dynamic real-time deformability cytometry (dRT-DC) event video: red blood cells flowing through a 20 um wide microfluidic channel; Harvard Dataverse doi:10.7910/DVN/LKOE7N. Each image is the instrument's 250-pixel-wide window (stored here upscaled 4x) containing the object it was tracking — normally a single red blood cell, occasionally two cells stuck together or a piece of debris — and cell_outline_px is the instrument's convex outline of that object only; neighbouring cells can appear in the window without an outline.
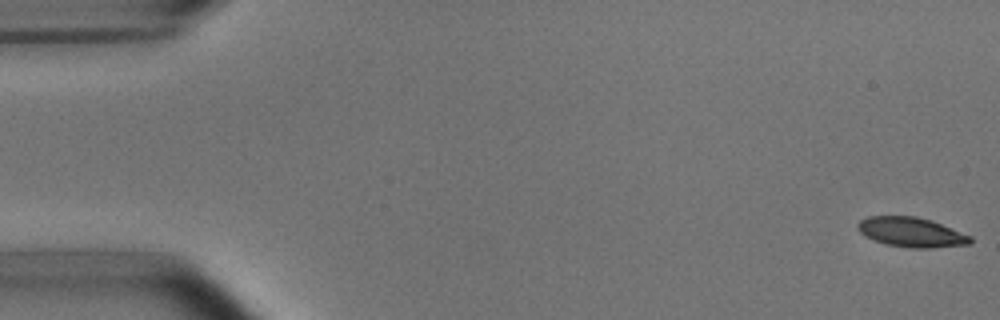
{"species": "common noctule bat (a hibernating species)", "species_latin": "Nyctalus noctula", "temperature_condition": "room temperature", "stored_images_in_passage": 53, "camera_frame_rate_fps": 3000, "um_per_image_px": 0.085, "animal": {"sex": "male", "body_mass_g": 15.6}, "frame": {"image": 1, "passage_image": 1, "time_ms": 0.0, "image_size_px": [1000, 320], "cell_outline_px": [[972, 240], [968, 244], [928, 248], [912, 248], [888, 244], [864, 236], [856, 228], [856, 224], [860, 220], [868, 216], [916, 216], [932, 220], [972, 236]], "centroid_in_image_um": [77.45, 19.72], "position_along_channel_um": 7.6, "area_um2": 19.42}}
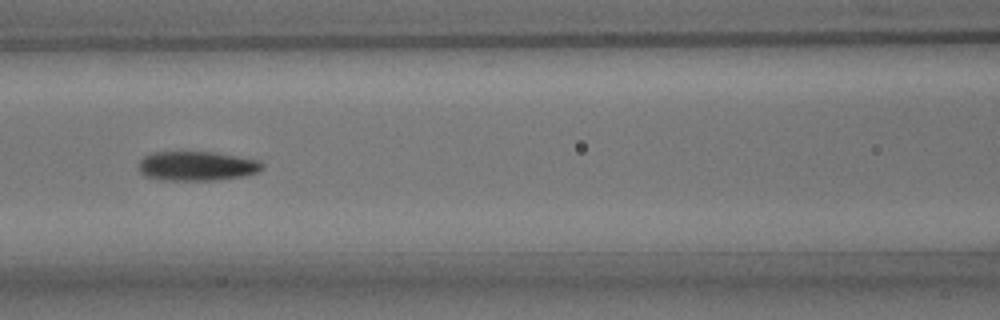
{"frame": {"image": 2, "passage_image": 23, "time_ms": 7.333, "image_size_px": [1000, 320], "cell_outline_px": [[264, 168], [260, 172], [244, 176], [216, 180], [160, 180], [144, 176], [140, 172], [140, 160], [144, 156], [152, 152], [216, 152], [260, 160], [264, 164]], "centroid_in_image_um": [16.78, 14.11], "position_along_channel_um": 149.8, "area_um2": 21.44}}
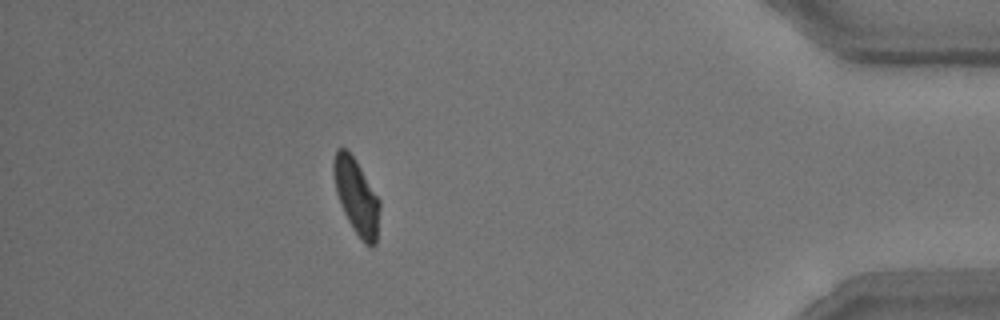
{"frame": {"image": 3, "passage_image": 47, "time_ms": 15.333, "image_size_px": [1000, 320], "cell_outline_px": [[380, 208], [376, 244], [372, 248], [364, 244], [352, 228], [344, 212], [336, 192], [332, 168], [332, 164], [336, 148], [344, 148], [356, 160], [380, 200]], "centroid_in_image_um": [30.3, 16.73], "position_along_channel_um": 404.9, "area_um2": 20.29}, "authors_computed_cell_mechanics": {"area_um2": 20.7502, "velocity_mm_per_s": 3.7849, "shape_relaxation_time_tau1_ms": 2.9758, "shape_relaxation_time_tau2_ms": 2.3549, "deformation_change_tau1": 0.1551, "deformation_change_tau2": 0.0818}}